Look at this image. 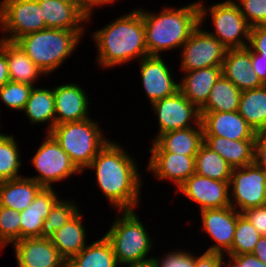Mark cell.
<instances>
[{
	"mask_svg": "<svg viewBox=\"0 0 266 267\" xmlns=\"http://www.w3.org/2000/svg\"><path fill=\"white\" fill-rule=\"evenodd\" d=\"M136 165L119 144L108 141L87 167L96 170L97 184L118 211L134 210L140 202L141 178Z\"/></svg>",
	"mask_w": 266,
	"mask_h": 267,
	"instance_id": "6da1fadb",
	"label": "cell"
},
{
	"mask_svg": "<svg viewBox=\"0 0 266 267\" xmlns=\"http://www.w3.org/2000/svg\"><path fill=\"white\" fill-rule=\"evenodd\" d=\"M93 37L98 47V63L103 67H114L148 56L141 9L117 18L97 30Z\"/></svg>",
	"mask_w": 266,
	"mask_h": 267,
	"instance_id": "7a4b0ae2",
	"label": "cell"
},
{
	"mask_svg": "<svg viewBox=\"0 0 266 267\" xmlns=\"http://www.w3.org/2000/svg\"><path fill=\"white\" fill-rule=\"evenodd\" d=\"M148 55L182 47L199 25L198 2L178 9L165 8L158 15L142 11Z\"/></svg>",
	"mask_w": 266,
	"mask_h": 267,
	"instance_id": "3957f363",
	"label": "cell"
},
{
	"mask_svg": "<svg viewBox=\"0 0 266 267\" xmlns=\"http://www.w3.org/2000/svg\"><path fill=\"white\" fill-rule=\"evenodd\" d=\"M83 31L45 28L18 38V44L34 64L48 75L75 50Z\"/></svg>",
	"mask_w": 266,
	"mask_h": 267,
	"instance_id": "277c9868",
	"label": "cell"
},
{
	"mask_svg": "<svg viewBox=\"0 0 266 267\" xmlns=\"http://www.w3.org/2000/svg\"><path fill=\"white\" fill-rule=\"evenodd\" d=\"M49 134L82 172L109 140L103 138L97 122L90 118L55 125Z\"/></svg>",
	"mask_w": 266,
	"mask_h": 267,
	"instance_id": "5b68a950",
	"label": "cell"
},
{
	"mask_svg": "<svg viewBox=\"0 0 266 267\" xmlns=\"http://www.w3.org/2000/svg\"><path fill=\"white\" fill-rule=\"evenodd\" d=\"M123 212L122 217H118L104 235L112 246L119 266L128 267L129 264L152 260L154 257L145 258L153 245L148 231L134 210Z\"/></svg>",
	"mask_w": 266,
	"mask_h": 267,
	"instance_id": "8992f818",
	"label": "cell"
},
{
	"mask_svg": "<svg viewBox=\"0 0 266 267\" xmlns=\"http://www.w3.org/2000/svg\"><path fill=\"white\" fill-rule=\"evenodd\" d=\"M203 4L198 1L199 25L192 31L188 40L182 46L181 69L186 72L222 66L227 52V48L215 36L200 29L205 15L208 13Z\"/></svg>",
	"mask_w": 266,
	"mask_h": 267,
	"instance_id": "52a82bcc",
	"label": "cell"
},
{
	"mask_svg": "<svg viewBox=\"0 0 266 267\" xmlns=\"http://www.w3.org/2000/svg\"><path fill=\"white\" fill-rule=\"evenodd\" d=\"M0 25L5 33L11 34L2 39L11 42L46 28L38 0H3Z\"/></svg>",
	"mask_w": 266,
	"mask_h": 267,
	"instance_id": "ba28073f",
	"label": "cell"
},
{
	"mask_svg": "<svg viewBox=\"0 0 266 267\" xmlns=\"http://www.w3.org/2000/svg\"><path fill=\"white\" fill-rule=\"evenodd\" d=\"M229 188L233 192L229 196L230 206H238L239 213L266 204V172L255 163L233 168Z\"/></svg>",
	"mask_w": 266,
	"mask_h": 267,
	"instance_id": "9c48e42d",
	"label": "cell"
},
{
	"mask_svg": "<svg viewBox=\"0 0 266 267\" xmlns=\"http://www.w3.org/2000/svg\"><path fill=\"white\" fill-rule=\"evenodd\" d=\"M31 159L32 165L39 173V176H33L31 179L43 188H52L53 182L81 172L49 133Z\"/></svg>",
	"mask_w": 266,
	"mask_h": 267,
	"instance_id": "30bf717a",
	"label": "cell"
},
{
	"mask_svg": "<svg viewBox=\"0 0 266 267\" xmlns=\"http://www.w3.org/2000/svg\"><path fill=\"white\" fill-rule=\"evenodd\" d=\"M210 7L209 12L216 34L207 32L215 36L227 49L247 47L251 26L241 14L238 4L227 0ZM245 38L247 41H244Z\"/></svg>",
	"mask_w": 266,
	"mask_h": 267,
	"instance_id": "8fae6325",
	"label": "cell"
},
{
	"mask_svg": "<svg viewBox=\"0 0 266 267\" xmlns=\"http://www.w3.org/2000/svg\"><path fill=\"white\" fill-rule=\"evenodd\" d=\"M155 114L158 115L159 133L156 138L165 132L193 127L201 124L200 109L192 104L180 91L152 103Z\"/></svg>",
	"mask_w": 266,
	"mask_h": 267,
	"instance_id": "7c38bea8",
	"label": "cell"
},
{
	"mask_svg": "<svg viewBox=\"0 0 266 267\" xmlns=\"http://www.w3.org/2000/svg\"><path fill=\"white\" fill-rule=\"evenodd\" d=\"M181 191L187 198L200 205V211L205 209L230 206L229 182L210 179L196 173L191 175L181 186Z\"/></svg>",
	"mask_w": 266,
	"mask_h": 267,
	"instance_id": "4fadbf2b",
	"label": "cell"
},
{
	"mask_svg": "<svg viewBox=\"0 0 266 267\" xmlns=\"http://www.w3.org/2000/svg\"><path fill=\"white\" fill-rule=\"evenodd\" d=\"M203 227L216 245L208 248L206 252L221 253L231 249L234 239L237 218L241 214L231 206L223 208L205 209L200 211Z\"/></svg>",
	"mask_w": 266,
	"mask_h": 267,
	"instance_id": "5bb4252c",
	"label": "cell"
},
{
	"mask_svg": "<svg viewBox=\"0 0 266 267\" xmlns=\"http://www.w3.org/2000/svg\"><path fill=\"white\" fill-rule=\"evenodd\" d=\"M141 81L151 104L179 91V83L173 81L170 69L158 55L140 59Z\"/></svg>",
	"mask_w": 266,
	"mask_h": 267,
	"instance_id": "9a60e30c",
	"label": "cell"
},
{
	"mask_svg": "<svg viewBox=\"0 0 266 267\" xmlns=\"http://www.w3.org/2000/svg\"><path fill=\"white\" fill-rule=\"evenodd\" d=\"M18 267H66L49 238H24L14 243Z\"/></svg>",
	"mask_w": 266,
	"mask_h": 267,
	"instance_id": "2e32d148",
	"label": "cell"
},
{
	"mask_svg": "<svg viewBox=\"0 0 266 267\" xmlns=\"http://www.w3.org/2000/svg\"><path fill=\"white\" fill-rule=\"evenodd\" d=\"M200 113L204 136H219L229 140H255L256 132L238 111Z\"/></svg>",
	"mask_w": 266,
	"mask_h": 267,
	"instance_id": "e0dca14e",
	"label": "cell"
},
{
	"mask_svg": "<svg viewBox=\"0 0 266 267\" xmlns=\"http://www.w3.org/2000/svg\"><path fill=\"white\" fill-rule=\"evenodd\" d=\"M55 125L88 119V98L78 84L69 83L54 88Z\"/></svg>",
	"mask_w": 266,
	"mask_h": 267,
	"instance_id": "ac0fdd59",
	"label": "cell"
},
{
	"mask_svg": "<svg viewBox=\"0 0 266 267\" xmlns=\"http://www.w3.org/2000/svg\"><path fill=\"white\" fill-rule=\"evenodd\" d=\"M222 75L230 80L239 90L256 89L264 86L252 69L251 49H227L222 63Z\"/></svg>",
	"mask_w": 266,
	"mask_h": 267,
	"instance_id": "d6986e66",
	"label": "cell"
},
{
	"mask_svg": "<svg viewBox=\"0 0 266 267\" xmlns=\"http://www.w3.org/2000/svg\"><path fill=\"white\" fill-rule=\"evenodd\" d=\"M148 170L158 179H170L179 188L195 173V156L171 152H150Z\"/></svg>",
	"mask_w": 266,
	"mask_h": 267,
	"instance_id": "ffe728a7",
	"label": "cell"
},
{
	"mask_svg": "<svg viewBox=\"0 0 266 267\" xmlns=\"http://www.w3.org/2000/svg\"><path fill=\"white\" fill-rule=\"evenodd\" d=\"M196 127L165 132L155 138L150 152H171L182 155H196L204 143L202 124Z\"/></svg>",
	"mask_w": 266,
	"mask_h": 267,
	"instance_id": "44dd1931",
	"label": "cell"
},
{
	"mask_svg": "<svg viewBox=\"0 0 266 267\" xmlns=\"http://www.w3.org/2000/svg\"><path fill=\"white\" fill-rule=\"evenodd\" d=\"M46 28L83 31L80 24L88 17L72 3L62 0H38ZM81 22V23H80Z\"/></svg>",
	"mask_w": 266,
	"mask_h": 267,
	"instance_id": "7402d4cb",
	"label": "cell"
},
{
	"mask_svg": "<svg viewBox=\"0 0 266 267\" xmlns=\"http://www.w3.org/2000/svg\"><path fill=\"white\" fill-rule=\"evenodd\" d=\"M52 188H43L30 205L20 212V239L41 237L43 221L59 200Z\"/></svg>",
	"mask_w": 266,
	"mask_h": 267,
	"instance_id": "603a6c76",
	"label": "cell"
},
{
	"mask_svg": "<svg viewBox=\"0 0 266 267\" xmlns=\"http://www.w3.org/2000/svg\"><path fill=\"white\" fill-rule=\"evenodd\" d=\"M185 74V78L179 83V91L200 109L207 102L212 87L222 75V67L197 69Z\"/></svg>",
	"mask_w": 266,
	"mask_h": 267,
	"instance_id": "cb8c5ba5",
	"label": "cell"
},
{
	"mask_svg": "<svg viewBox=\"0 0 266 267\" xmlns=\"http://www.w3.org/2000/svg\"><path fill=\"white\" fill-rule=\"evenodd\" d=\"M204 144L223 157L232 168L254 163L255 140H229L219 136H204Z\"/></svg>",
	"mask_w": 266,
	"mask_h": 267,
	"instance_id": "d4e9b609",
	"label": "cell"
},
{
	"mask_svg": "<svg viewBox=\"0 0 266 267\" xmlns=\"http://www.w3.org/2000/svg\"><path fill=\"white\" fill-rule=\"evenodd\" d=\"M42 189L34 179L26 176L0 181V206L22 212Z\"/></svg>",
	"mask_w": 266,
	"mask_h": 267,
	"instance_id": "484cf974",
	"label": "cell"
},
{
	"mask_svg": "<svg viewBox=\"0 0 266 267\" xmlns=\"http://www.w3.org/2000/svg\"><path fill=\"white\" fill-rule=\"evenodd\" d=\"M0 49L7 56L10 81L33 85L40 74L44 75L22 48L15 42L0 39Z\"/></svg>",
	"mask_w": 266,
	"mask_h": 267,
	"instance_id": "4316f807",
	"label": "cell"
},
{
	"mask_svg": "<svg viewBox=\"0 0 266 267\" xmlns=\"http://www.w3.org/2000/svg\"><path fill=\"white\" fill-rule=\"evenodd\" d=\"M82 214L78 211L66 224L49 238L58 249L60 256L68 262L86 246V229L82 224Z\"/></svg>",
	"mask_w": 266,
	"mask_h": 267,
	"instance_id": "83f0119b",
	"label": "cell"
},
{
	"mask_svg": "<svg viewBox=\"0 0 266 267\" xmlns=\"http://www.w3.org/2000/svg\"><path fill=\"white\" fill-rule=\"evenodd\" d=\"M238 113L255 132L266 131V85L242 91Z\"/></svg>",
	"mask_w": 266,
	"mask_h": 267,
	"instance_id": "f1b7e54d",
	"label": "cell"
},
{
	"mask_svg": "<svg viewBox=\"0 0 266 267\" xmlns=\"http://www.w3.org/2000/svg\"><path fill=\"white\" fill-rule=\"evenodd\" d=\"M116 256L106 237L86 245L77 255L72 257L66 267H117Z\"/></svg>",
	"mask_w": 266,
	"mask_h": 267,
	"instance_id": "f546056e",
	"label": "cell"
},
{
	"mask_svg": "<svg viewBox=\"0 0 266 267\" xmlns=\"http://www.w3.org/2000/svg\"><path fill=\"white\" fill-rule=\"evenodd\" d=\"M242 91L223 75L211 89L207 102L200 112H233L238 111Z\"/></svg>",
	"mask_w": 266,
	"mask_h": 267,
	"instance_id": "4dcf8cb0",
	"label": "cell"
},
{
	"mask_svg": "<svg viewBox=\"0 0 266 267\" xmlns=\"http://www.w3.org/2000/svg\"><path fill=\"white\" fill-rule=\"evenodd\" d=\"M32 123H50L48 133L55 126L54 89L32 88L23 110Z\"/></svg>",
	"mask_w": 266,
	"mask_h": 267,
	"instance_id": "1f68e13d",
	"label": "cell"
},
{
	"mask_svg": "<svg viewBox=\"0 0 266 267\" xmlns=\"http://www.w3.org/2000/svg\"><path fill=\"white\" fill-rule=\"evenodd\" d=\"M232 167L217 152L212 151L204 143L195 156V173L219 181L229 182Z\"/></svg>",
	"mask_w": 266,
	"mask_h": 267,
	"instance_id": "d6a6232c",
	"label": "cell"
},
{
	"mask_svg": "<svg viewBox=\"0 0 266 267\" xmlns=\"http://www.w3.org/2000/svg\"><path fill=\"white\" fill-rule=\"evenodd\" d=\"M14 136L0 134V181L20 178L21 161Z\"/></svg>",
	"mask_w": 266,
	"mask_h": 267,
	"instance_id": "836d02e7",
	"label": "cell"
},
{
	"mask_svg": "<svg viewBox=\"0 0 266 267\" xmlns=\"http://www.w3.org/2000/svg\"><path fill=\"white\" fill-rule=\"evenodd\" d=\"M261 235L241 213L237 218L234 239L228 256L252 253Z\"/></svg>",
	"mask_w": 266,
	"mask_h": 267,
	"instance_id": "e575fe53",
	"label": "cell"
},
{
	"mask_svg": "<svg viewBox=\"0 0 266 267\" xmlns=\"http://www.w3.org/2000/svg\"><path fill=\"white\" fill-rule=\"evenodd\" d=\"M79 210L76 204L66 200H58L43 221L41 237L50 238L51 235L66 224Z\"/></svg>",
	"mask_w": 266,
	"mask_h": 267,
	"instance_id": "d590c367",
	"label": "cell"
},
{
	"mask_svg": "<svg viewBox=\"0 0 266 267\" xmlns=\"http://www.w3.org/2000/svg\"><path fill=\"white\" fill-rule=\"evenodd\" d=\"M20 240V212L0 206V247Z\"/></svg>",
	"mask_w": 266,
	"mask_h": 267,
	"instance_id": "8d00e7d4",
	"label": "cell"
},
{
	"mask_svg": "<svg viewBox=\"0 0 266 267\" xmlns=\"http://www.w3.org/2000/svg\"><path fill=\"white\" fill-rule=\"evenodd\" d=\"M33 86L9 81L0 88V98L6 106L15 110H24Z\"/></svg>",
	"mask_w": 266,
	"mask_h": 267,
	"instance_id": "74e56055",
	"label": "cell"
},
{
	"mask_svg": "<svg viewBox=\"0 0 266 267\" xmlns=\"http://www.w3.org/2000/svg\"><path fill=\"white\" fill-rule=\"evenodd\" d=\"M239 3L240 12L251 27L266 24V0H239Z\"/></svg>",
	"mask_w": 266,
	"mask_h": 267,
	"instance_id": "f35d334b",
	"label": "cell"
},
{
	"mask_svg": "<svg viewBox=\"0 0 266 267\" xmlns=\"http://www.w3.org/2000/svg\"><path fill=\"white\" fill-rule=\"evenodd\" d=\"M157 267H194L195 256L185 251L170 252L159 261L153 258Z\"/></svg>",
	"mask_w": 266,
	"mask_h": 267,
	"instance_id": "ab89813d",
	"label": "cell"
},
{
	"mask_svg": "<svg viewBox=\"0 0 266 267\" xmlns=\"http://www.w3.org/2000/svg\"><path fill=\"white\" fill-rule=\"evenodd\" d=\"M248 47L266 58V24L251 27Z\"/></svg>",
	"mask_w": 266,
	"mask_h": 267,
	"instance_id": "60d3db41",
	"label": "cell"
},
{
	"mask_svg": "<svg viewBox=\"0 0 266 267\" xmlns=\"http://www.w3.org/2000/svg\"><path fill=\"white\" fill-rule=\"evenodd\" d=\"M261 236H266V204L242 212Z\"/></svg>",
	"mask_w": 266,
	"mask_h": 267,
	"instance_id": "b9f144b4",
	"label": "cell"
},
{
	"mask_svg": "<svg viewBox=\"0 0 266 267\" xmlns=\"http://www.w3.org/2000/svg\"><path fill=\"white\" fill-rule=\"evenodd\" d=\"M229 257L231 260L229 261L227 267H266V264L259 260L252 253L234 255Z\"/></svg>",
	"mask_w": 266,
	"mask_h": 267,
	"instance_id": "7bdbcfd3",
	"label": "cell"
},
{
	"mask_svg": "<svg viewBox=\"0 0 266 267\" xmlns=\"http://www.w3.org/2000/svg\"><path fill=\"white\" fill-rule=\"evenodd\" d=\"M223 258L224 256L221 253L205 251L201 256H195L194 267H221L226 264Z\"/></svg>",
	"mask_w": 266,
	"mask_h": 267,
	"instance_id": "ee69618b",
	"label": "cell"
},
{
	"mask_svg": "<svg viewBox=\"0 0 266 267\" xmlns=\"http://www.w3.org/2000/svg\"><path fill=\"white\" fill-rule=\"evenodd\" d=\"M66 1L68 3H72L74 6H76L78 9H80L87 17V21L90 20L91 14L93 13V8L97 5H104L107 3H114L109 0H62Z\"/></svg>",
	"mask_w": 266,
	"mask_h": 267,
	"instance_id": "f6af8a7d",
	"label": "cell"
},
{
	"mask_svg": "<svg viewBox=\"0 0 266 267\" xmlns=\"http://www.w3.org/2000/svg\"><path fill=\"white\" fill-rule=\"evenodd\" d=\"M252 69L258 75L260 81L266 85V58L251 50Z\"/></svg>",
	"mask_w": 266,
	"mask_h": 267,
	"instance_id": "bcb514c9",
	"label": "cell"
},
{
	"mask_svg": "<svg viewBox=\"0 0 266 267\" xmlns=\"http://www.w3.org/2000/svg\"><path fill=\"white\" fill-rule=\"evenodd\" d=\"M254 161H266V131L255 134Z\"/></svg>",
	"mask_w": 266,
	"mask_h": 267,
	"instance_id": "7dc6e473",
	"label": "cell"
},
{
	"mask_svg": "<svg viewBox=\"0 0 266 267\" xmlns=\"http://www.w3.org/2000/svg\"><path fill=\"white\" fill-rule=\"evenodd\" d=\"M10 81L9 70L7 65V56L0 49V88Z\"/></svg>",
	"mask_w": 266,
	"mask_h": 267,
	"instance_id": "c3c4849f",
	"label": "cell"
},
{
	"mask_svg": "<svg viewBox=\"0 0 266 267\" xmlns=\"http://www.w3.org/2000/svg\"><path fill=\"white\" fill-rule=\"evenodd\" d=\"M252 254L266 264V236H261L259 238Z\"/></svg>",
	"mask_w": 266,
	"mask_h": 267,
	"instance_id": "681fc988",
	"label": "cell"
},
{
	"mask_svg": "<svg viewBox=\"0 0 266 267\" xmlns=\"http://www.w3.org/2000/svg\"><path fill=\"white\" fill-rule=\"evenodd\" d=\"M129 267H157V266L154 259H152L146 262L129 264Z\"/></svg>",
	"mask_w": 266,
	"mask_h": 267,
	"instance_id": "f907efd6",
	"label": "cell"
},
{
	"mask_svg": "<svg viewBox=\"0 0 266 267\" xmlns=\"http://www.w3.org/2000/svg\"><path fill=\"white\" fill-rule=\"evenodd\" d=\"M254 163L266 172V161H254Z\"/></svg>",
	"mask_w": 266,
	"mask_h": 267,
	"instance_id": "816d5d0a",
	"label": "cell"
}]
</instances>
